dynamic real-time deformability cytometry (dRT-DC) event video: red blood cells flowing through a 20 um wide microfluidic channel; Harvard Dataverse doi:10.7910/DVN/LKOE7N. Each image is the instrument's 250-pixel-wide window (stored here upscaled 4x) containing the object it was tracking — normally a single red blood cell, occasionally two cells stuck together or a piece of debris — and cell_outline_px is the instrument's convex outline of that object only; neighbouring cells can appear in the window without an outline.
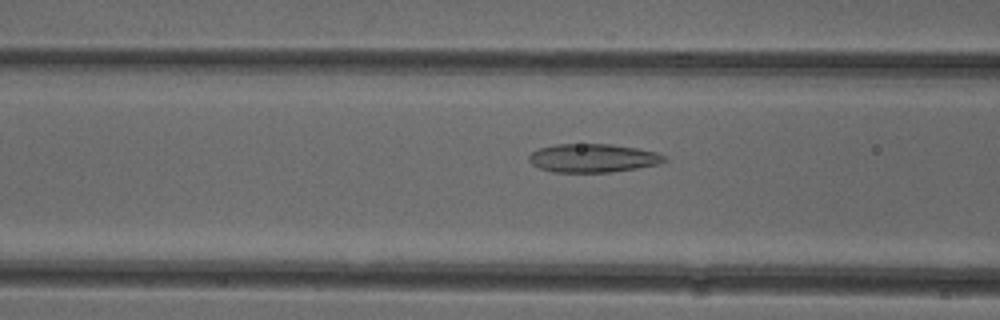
{"species": "common noctule bat (a hibernating species)", "species_latin": "Nyctalus noctula", "temperature_condition": "cold", "stored_images_in_passage": 41, "camera_frame_rate_fps": 3000, "um_per_image_px": 0.085, "animal": {"sex": "female"}, "frame": {"image": 1, "passage_image": 13, "time_ms": 4.0, "image_size_px": [1000, 320], "cell_outline_px": [[668, 160], [660, 164], [612, 172], [552, 172], [540, 168], [532, 164], [528, 160], [528, 156], [532, 152], [540, 148], [552, 144], [612, 144], [636, 148], [656, 152], [664, 156]], "centroid_in_image_um": [50.39, 13.43], "position_along_channel_um": 116.2, "area_um2": 22.54}}
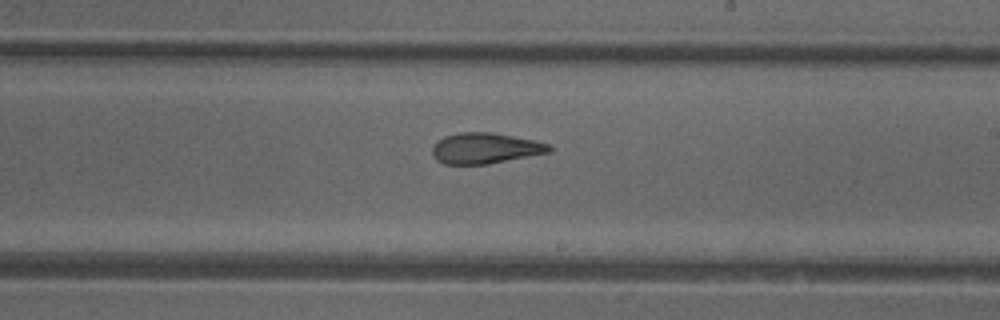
{"frame": {"image": 2, "passage_image": 23, "time_ms": 7.333, "image_size_px": [1000, 320], "cell_outline_px": [[552, 152], [488, 164], [444, 164], [436, 160], [432, 152], [432, 148], [444, 136], [460, 132], [492, 132], [532, 140], [548, 144], [552, 148]], "centroid_in_image_um": [41.25, 12.61], "position_along_channel_um": 247.8, "area_um2": 20.81}}
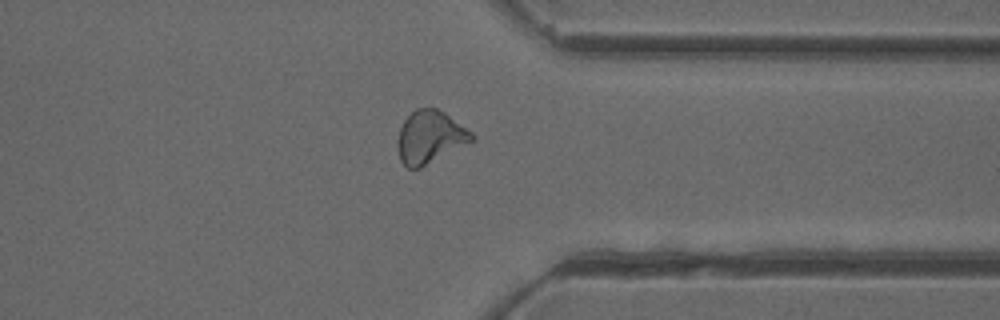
{"frame": {"image": 3, "passage_image": 33, "time_ms": 10.667, "image_size_px": [1000, 320], "cell_outline_px": [[476, 140], [420, 168], [408, 168], [400, 160], [400, 128], [404, 120], [416, 108], [436, 108], [444, 112], [472, 132], [476, 136]], "centroid_in_image_um": [36.61, 11.65], "position_along_channel_um": 374.8, "area_um2": 22.37}}